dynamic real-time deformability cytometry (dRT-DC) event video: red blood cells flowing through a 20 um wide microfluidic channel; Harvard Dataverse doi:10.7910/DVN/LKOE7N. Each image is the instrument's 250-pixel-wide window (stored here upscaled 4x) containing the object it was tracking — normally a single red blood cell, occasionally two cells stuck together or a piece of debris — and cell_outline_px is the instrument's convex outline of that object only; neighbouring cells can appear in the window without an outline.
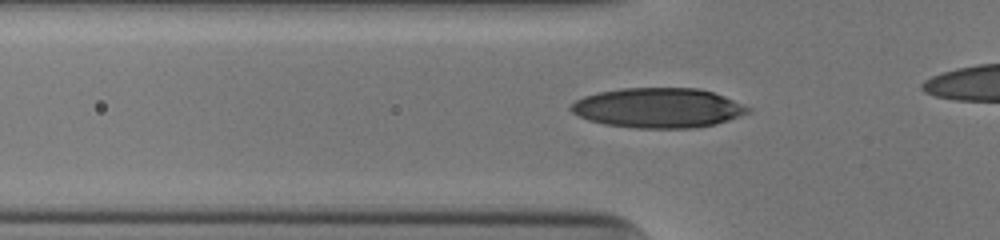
{"species": "human", "species_latin": "Homo sapiens", "temperature_condition": "cold", "stored_images_in_passage": 39, "camera_frame_rate_fps": 3000, "um_per_image_px": 0.085, "donor": {"sex": "male"}, "frame": {"image": 1, "passage_image": 17, "time_ms": 5.333, "image_size_px": [1000, 240], "cell_outline_px": [[752, 112], [716, 124], [692, 128], [636, 128], [604, 124], [588, 120], [572, 112], [568, 108], [576, 100], [584, 96], [600, 92], [620, 88], [700, 88], [724, 96], [752, 108]], "centroid_in_image_um": [55.96, 9.17], "position_along_channel_um": 69.8, "area_um2": 41.15}}
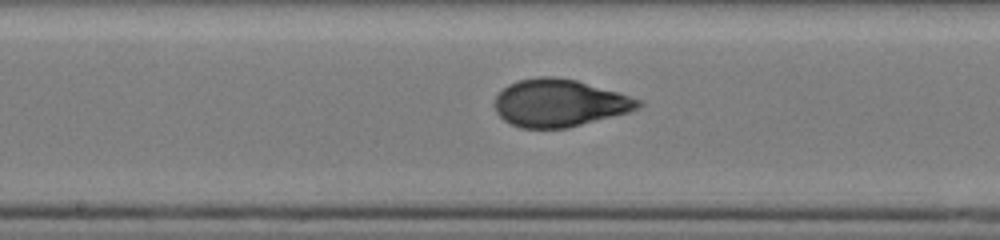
{"frame": {"image": 2, "passage_image": 27, "time_ms": 8.667, "image_size_px": [1000, 240], "cell_outline_px": [[644, 104], [640, 108], [628, 112], [568, 128], [520, 128], [504, 120], [496, 112], [492, 104], [496, 96], [508, 84], [516, 80], [540, 76], [552, 76], [576, 80], [644, 100]], "centroid_in_image_um": [47.54, 8.75], "position_along_channel_um": 200.7, "area_um2": 39.88}}
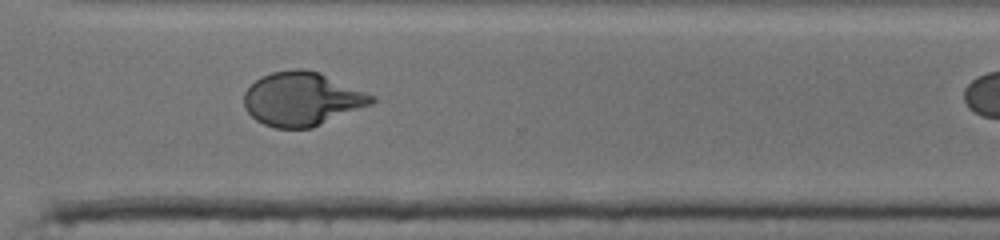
{"frame": {"image": 3, "passage_image": 38, "time_ms": 12.333, "image_size_px": [1000, 240], "cell_outline_px": [[376, 100], [372, 104], [312, 128], [276, 128], [264, 124], [256, 120], [244, 108], [244, 92], [256, 80], [272, 72], [292, 68], [304, 68], [320, 72], [376, 96]], "centroid_in_image_um": [25.69, 8.4], "position_along_channel_um": 344.9, "area_um2": 40.06}}